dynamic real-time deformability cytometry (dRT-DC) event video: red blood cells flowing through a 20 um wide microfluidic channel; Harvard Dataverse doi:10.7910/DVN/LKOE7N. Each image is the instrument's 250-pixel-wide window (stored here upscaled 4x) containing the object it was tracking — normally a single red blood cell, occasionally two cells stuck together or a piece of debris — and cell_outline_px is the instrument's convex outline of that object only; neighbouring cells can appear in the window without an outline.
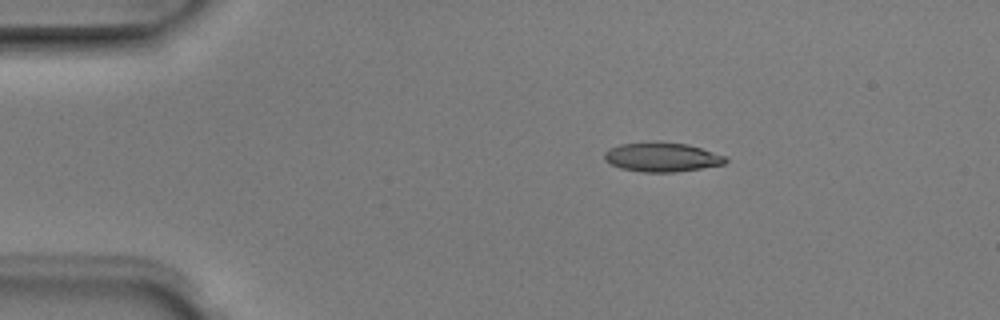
{"species": "Egyptian fruit bat (a non-hibernating species)", "species_latin": "Rousettus aegyptiacus", "temperature_condition": "room temperature", "stored_images_in_passage": 5, "camera_frame_rate_fps": 3000, "um_per_image_px": 0.085, "animal": {"sex": "male"}, "frame": {"image": 1, "passage_image": 1, "time_ms": 0.0, "image_size_px": [1000, 320], "cell_outline_px": [[728, 160], [724, 164], [676, 172], [644, 172], [620, 168], [604, 160], [604, 152], [608, 148], [620, 144], [656, 140], [688, 144], [728, 156]], "centroid_in_image_um": [56.26, 13.33], "position_along_channel_um": 28.7, "area_um2": 21.04}}
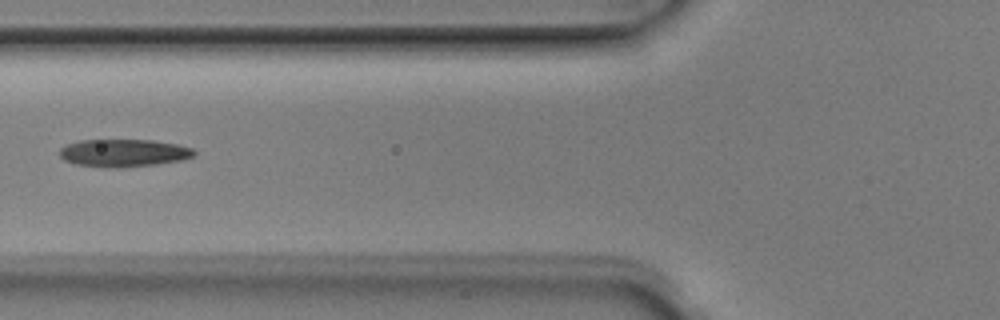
{"frame": {"image": 2, "passage_image": 4, "time_ms": 1.0, "image_size_px": [1000, 320], "cell_outline_px": [[196, 152], [192, 156], [180, 160], [156, 164], [120, 168], [108, 168], [76, 164], [64, 160], [60, 156], [60, 148], [68, 144], [80, 140], [152, 140], [176, 144], [192, 148]], "centroid_in_image_um": [10.48, 13.0], "position_along_channel_um": 115.3, "area_um2": 21.56}}
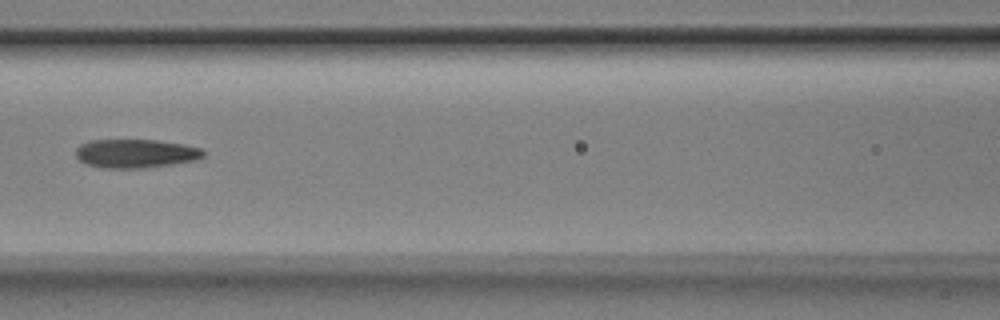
{"frame": {"image": 3, "passage_image": 5, "time_ms": 1.333, "image_size_px": [1000, 320], "cell_outline_px": [[204, 156], [196, 160], [172, 164], [140, 168], [104, 168], [84, 164], [76, 156], [76, 148], [80, 144], [88, 140], [156, 140], [184, 144], [200, 148], [204, 152]], "centroid_in_image_um": [11.5, 13.04], "position_along_channel_um": 155.1, "area_um2": 21.39}}